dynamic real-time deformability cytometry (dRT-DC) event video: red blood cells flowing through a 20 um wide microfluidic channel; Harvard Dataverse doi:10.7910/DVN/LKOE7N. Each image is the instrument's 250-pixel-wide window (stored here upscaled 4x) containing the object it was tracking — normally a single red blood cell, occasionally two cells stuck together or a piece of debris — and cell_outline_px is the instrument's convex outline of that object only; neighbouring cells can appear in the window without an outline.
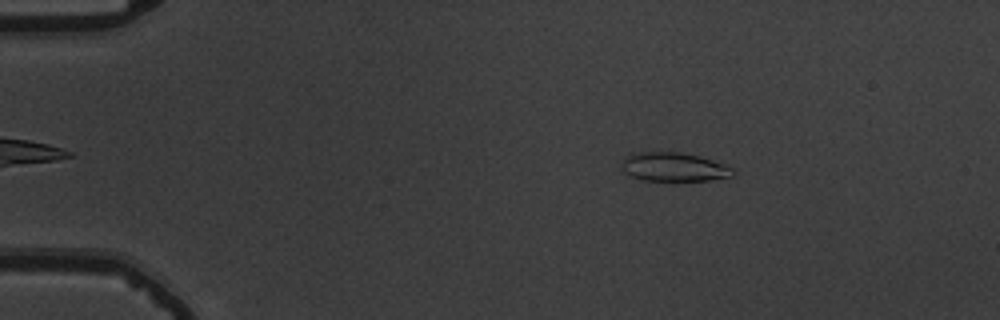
{"species": "common noctule bat (a hibernating species)", "species_latin": "Nyctalus noctula", "temperature_condition": "warm", "stored_images_in_passage": 51, "camera_frame_rate_fps": 3000, "um_per_image_px": 0.085, "animal": {"sex": "male", "body_mass_g": 19.5, "forearm_length_mm": 54.6}, "frame": {"image": 1, "passage_image": 6, "time_ms": 1.667, "image_size_px": [1000, 320], "cell_outline_px": [[736, 172], [732, 176], [708, 180], [644, 180], [628, 176], [624, 172], [620, 164], [632, 152], [680, 152], [700, 156], [724, 164], [732, 168]], "centroid_in_image_um": [57.25, 14.19], "position_along_channel_um": 27.7, "area_um2": 18.67}}
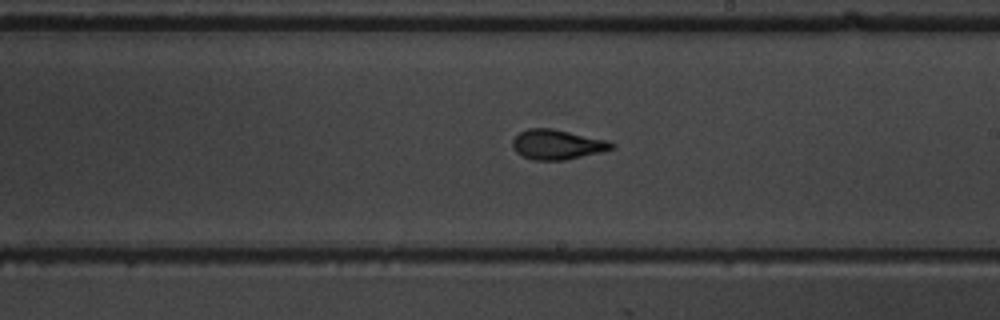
{"frame": {"image": 2, "passage_image": 29, "time_ms": 9.333, "image_size_px": [1000, 320], "cell_outline_px": [[616, 148], [600, 152], [564, 160], [532, 160], [520, 156], [512, 148], [512, 140], [520, 132], [528, 128], [552, 128], [608, 140], [616, 144]], "centroid_in_image_um": [47.35, 12.28], "position_along_channel_um": 241.6, "area_um2": 17.4}}
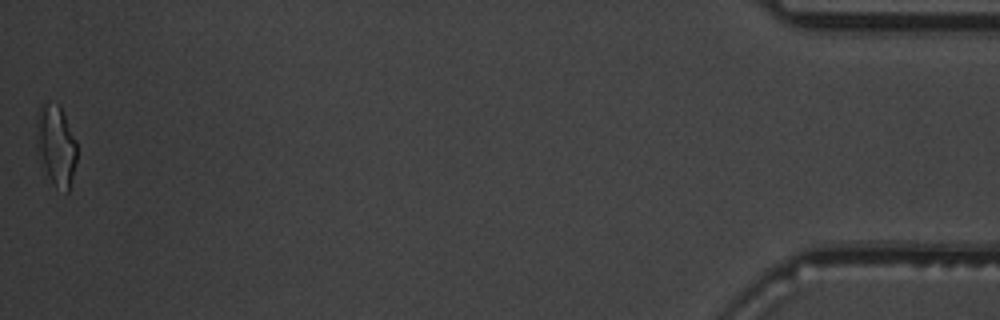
{"frame": {"image": 3, "passage_image": 51, "time_ms": 16.667, "image_size_px": [1000, 320], "cell_outline_px": [[76, 160], [68, 192], [56, 188], [48, 176], [40, 160], [36, 148], [36, 116], [40, 104], [48, 100], [60, 104], [76, 140]], "centroid_in_image_um": [4.73, 12.27], "position_along_channel_um": 430.5, "area_um2": 19.31}, "authors_computed_cell_mechanics": {"area_um2": 17.2822, "velocity_mm_per_s": 3.7637, "shape_relaxation_time_tau1_ms": 4.5904, "shape_relaxation_time_tau2_ms": 1.2909, "deformation_change_tau1": 0.1758, "deformation_change_tau2": 0.0954}}